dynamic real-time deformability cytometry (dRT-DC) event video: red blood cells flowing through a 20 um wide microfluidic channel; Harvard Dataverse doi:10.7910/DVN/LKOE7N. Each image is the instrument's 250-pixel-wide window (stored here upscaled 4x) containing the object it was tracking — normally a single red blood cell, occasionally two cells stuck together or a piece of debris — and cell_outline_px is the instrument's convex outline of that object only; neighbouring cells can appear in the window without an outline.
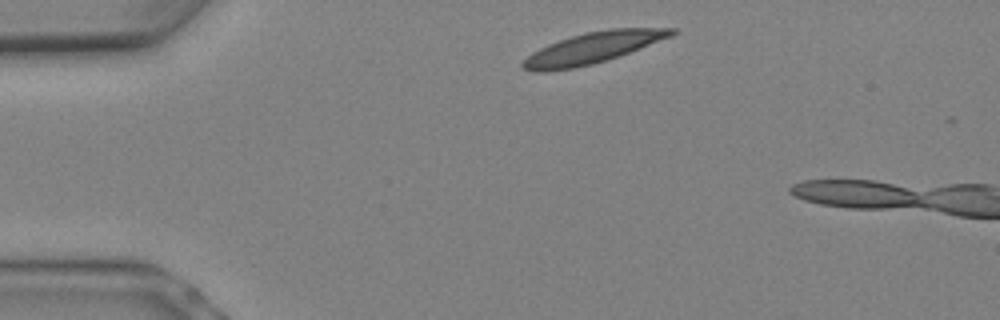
{"species": "Egyptian fruit bat (a non-hibernating species)", "species_latin": "Rousettus aegyptiacus", "temperature_condition": "warm", "stored_images_in_passage": 3, "camera_frame_rate_fps": 3000, "um_per_image_px": 0.085, "animal": {"sex": "female"}, "frame": {"image": 1, "passage_image": 1, "time_ms": 0.0, "image_size_px": [1000, 320], "cell_outline_px": [[676, 32], [672, 36], [640, 48], [592, 64], [572, 68], [548, 72], [532, 72], [520, 68], [520, 64], [532, 52], [548, 44], [572, 36], [588, 32], [612, 28], [676, 28]], "centroid_in_image_um": [50.32, 4.08], "position_along_channel_um": 34.7, "area_um2": 26.59}}